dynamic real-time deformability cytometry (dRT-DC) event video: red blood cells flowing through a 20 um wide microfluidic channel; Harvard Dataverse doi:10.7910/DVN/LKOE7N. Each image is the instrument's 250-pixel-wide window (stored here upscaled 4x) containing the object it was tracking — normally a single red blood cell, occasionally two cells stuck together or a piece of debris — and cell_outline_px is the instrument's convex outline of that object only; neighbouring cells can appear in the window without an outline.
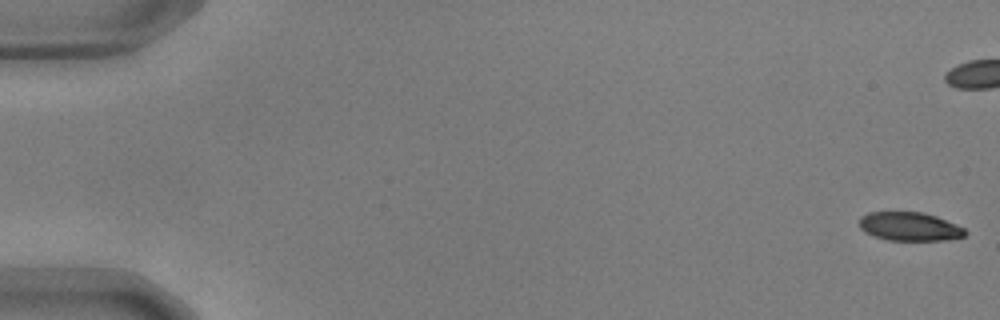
{"species": "common noctule bat (a hibernating species)", "species_latin": "Nyctalus noctula", "temperature_condition": "warm", "stored_images_in_passage": 56, "camera_frame_rate_fps": 3000, "um_per_image_px": 0.085, "animal": {"sex": "male", "body_mass_g": 17.9, "forearm_length_mm": 54.2}, "frame": {"image": 1, "passage_image": 1, "time_ms": 0.0, "image_size_px": [1000, 320], "cell_outline_px": [[968, 232], [964, 236], [944, 240], [888, 240], [864, 232], [860, 228], [860, 216], [868, 212], [924, 212], [936, 216], [964, 228]], "centroid_in_image_um": [77.3, 19.25], "position_along_channel_um": 7.7, "area_um2": 17.57}}
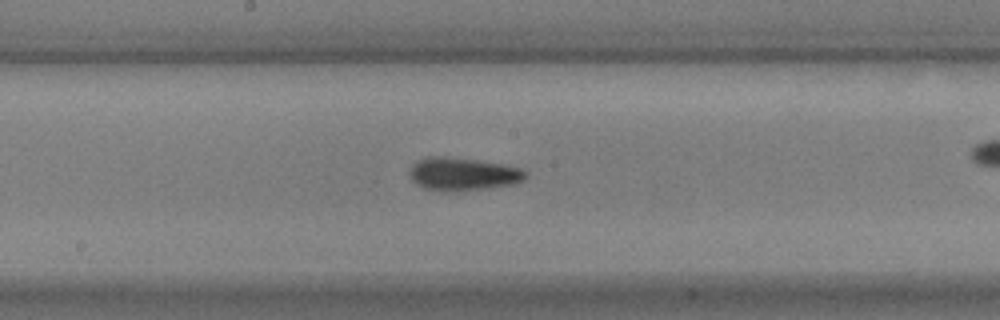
{"frame": {"image": 2, "passage_image": 30, "time_ms": 9.667, "image_size_px": [1000, 320], "cell_outline_px": [[528, 176], [524, 180], [512, 184], [488, 188], [444, 192], [424, 188], [416, 184], [412, 180], [408, 172], [412, 164], [416, 160], [428, 156], [444, 156], [476, 160], [504, 164], [520, 168], [528, 172]], "centroid_in_image_um": [39.32, 14.79], "position_along_channel_um": 208.9, "area_um2": 22.54}}
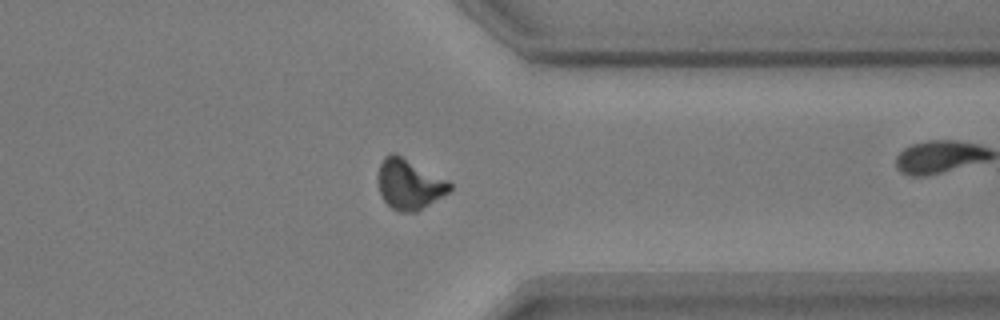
{"frame": {"image": 3, "passage_image": 44, "time_ms": 14.333, "image_size_px": [1000, 320], "cell_outline_px": [[452, 188], [448, 192], [416, 212], [400, 212], [392, 208], [380, 196], [376, 176], [380, 164], [384, 156], [392, 152], [396, 152], [448, 180], [452, 184]], "centroid_in_image_um": [34.74, 15.63], "position_along_channel_um": 376.7, "area_um2": 21.27}, "authors_computed_cell_mechanics": {"area_um2": 20.3167, "velocity_mm_per_s": 3.6673, "shape_relaxation_time_tau1_ms": 2.6607, "shape_relaxation_time_tau2_ms": 1.6889, "deformation_change_tau1": 0.1395, "deformation_change_tau2": 0.0814}}